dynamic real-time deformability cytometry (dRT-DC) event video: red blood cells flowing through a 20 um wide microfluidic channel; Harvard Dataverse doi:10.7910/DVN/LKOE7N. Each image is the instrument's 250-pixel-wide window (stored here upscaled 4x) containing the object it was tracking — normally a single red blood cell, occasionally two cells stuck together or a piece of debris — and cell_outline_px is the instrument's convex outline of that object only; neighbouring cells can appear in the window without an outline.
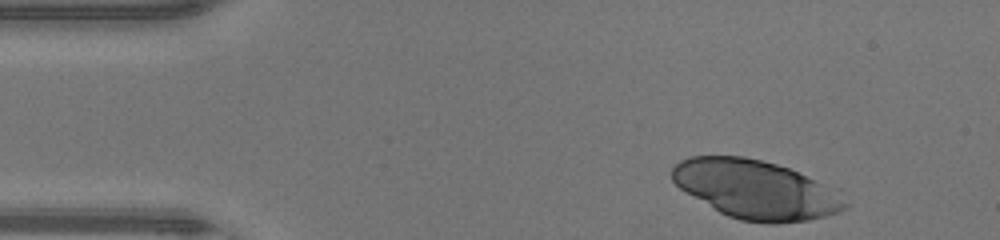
{"species": "human", "species_latin": "Homo sapiens", "temperature_condition": "warm", "stored_images_in_passage": 35, "camera_frame_rate_fps": 3000, "um_per_image_px": 0.085, "donor": {"sex": "male"}, "frame": {"image": 1, "passage_image": 1, "time_ms": 0.0, "image_size_px": [1000, 240], "cell_outline_px": [[848, 208], [840, 212], [808, 220], [776, 224], [768, 224], [740, 220], [728, 216], [720, 212], [680, 188], [672, 180], [672, 168], [680, 160], [688, 156], [744, 156], [776, 164], [788, 168], [840, 188], [848, 204]], "centroid_in_image_um": [64.34, 16.11], "position_along_channel_um": 20.7, "area_um2": 59.65}}